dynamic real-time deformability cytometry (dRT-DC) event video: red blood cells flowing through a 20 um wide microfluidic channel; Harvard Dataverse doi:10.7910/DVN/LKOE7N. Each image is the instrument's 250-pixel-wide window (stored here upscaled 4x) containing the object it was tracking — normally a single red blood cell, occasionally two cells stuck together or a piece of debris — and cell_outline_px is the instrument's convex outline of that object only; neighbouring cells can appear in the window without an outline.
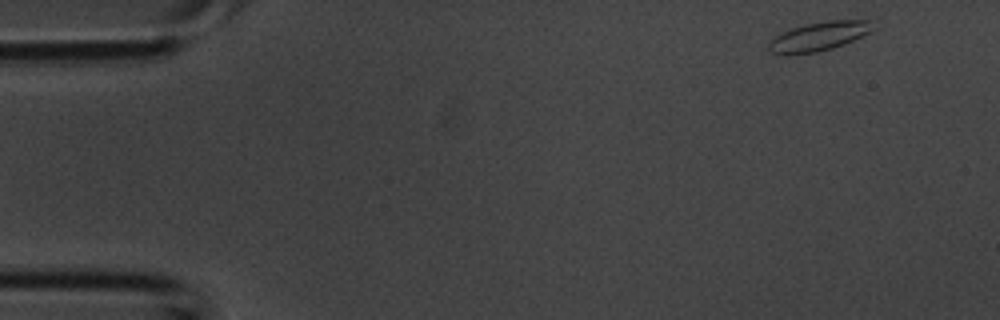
{"species": "common noctule bat (a hibernating species)", "species_latin": "Nyctalus noctula", "temperature_condition": "room temperature", "stored_images_in_passage": 4, "camera_frame_rate_fps": 3000, "um_per_image_px": 0.085, "animal": {"sex": "male", "body_mass_g": 20.1, "forearm_length_mm": 53.5}, "frame": {"image": 1, "passage_image": 1, "time_ms": 0.0, "image_size_px": [1000, 320], "cell_outline_px": [[880, 28], [872, 32], [844, 44], [832, 48], [816, 52], [788, 56], [772, 52], [768, 48], [768, 44], [776, 36], [792, 28], [804, 24], [828, 20], [868, 20]], "centroid_in_image_um": [69.68, 3.09], "position_along_channel_um": 15.3, "area_um2": 17.86}}